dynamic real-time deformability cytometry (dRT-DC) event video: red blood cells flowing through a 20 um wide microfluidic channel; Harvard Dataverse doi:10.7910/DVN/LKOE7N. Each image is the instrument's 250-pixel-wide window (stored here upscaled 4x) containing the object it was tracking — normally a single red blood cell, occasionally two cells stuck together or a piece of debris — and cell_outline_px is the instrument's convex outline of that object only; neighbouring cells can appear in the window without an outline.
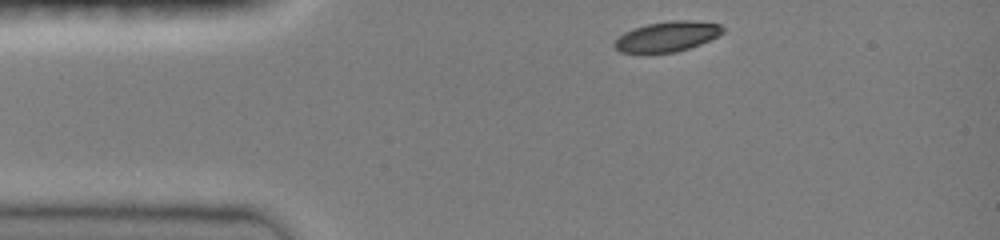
{"species": "common noctule bat (a hibernating species)", "species_latin": "Nyctalus noctula", "temperature_condition": "room temperature", "stored_images_in_passage": 35, "camera_frame_rate_fps": 3000, "um_per_image_px": 0.085, "animal": {"sex": "female", "body_mass_g": 19.0, "forearm_length_mm": 51.5}, "frame": {"image": 1, "passage_image": 1, "time_ms": 0.0, "image_size_px": [1000, 240], "cell_outline_px": [[724, 32], [700, 44], [676, 52], [644, 56], [620, 52], [612, 44], [624, 32], [648, 24], [668, 20], [692, 20], [720, 24], [724, 28]], "centroid_in_image_um": [56.65, 3.15], "position_along_channel_um": 28.3, "area_um2": 19.54}}
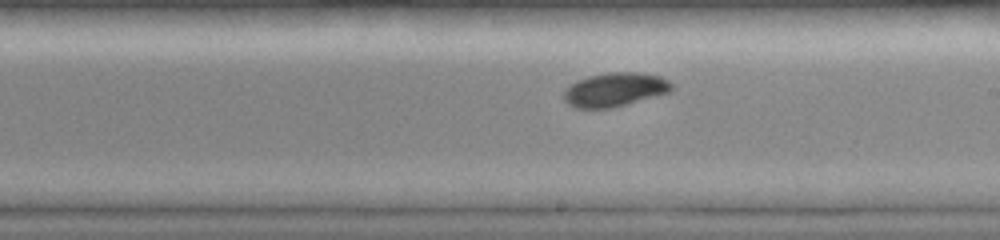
{"frame": {"image": 2, "passage_image": 20, "time_ms": 6.333, "image_size_px": [1000, 240], "cell_outline_px": [[672, 88], [668, 92], [612, 108], [576, 108], [568, 104], [564, 100], [564, 88], [568, 84], [576, 80], [588, 76], [612, 72], [644, 72], [660, 76], [668, 80], [672, 84]], "centroid_in_image_um": [52.21, 7.6], "position_along_channel_um": 236.8, "area_um2": 21.33}}
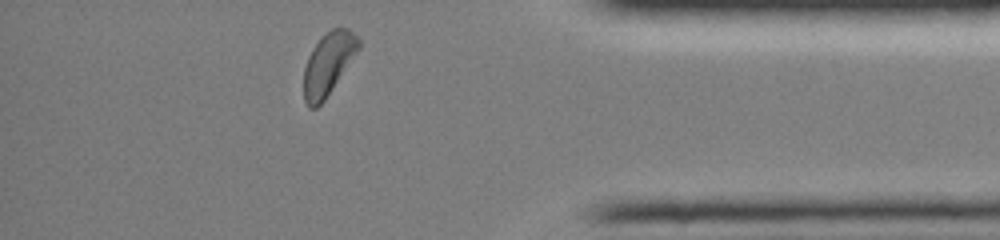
{"frame": {"image": 3, "passage_image": 34, "time_ms": 11.0, "image_size_px": [1000, 240], "cell_outline_px": [[360, 48], [324, 100], [316, 108], [308, 108], [304, 100], [304, 68], [308, 56], [312, 48], [332, 28], [348, 28], [360, 40]], "centroid_in_image_um": [27.89, 5.44], "position_along_channel_um": 407.3, "area_um2": 19.54}, "authors_computed_cell_mechanics": {"area_um2": 20.519, "velocity_mm_per_s": 3.99, "shape_relaxation_time_tau1_ms": 2.0884, "shape_relaxation_time_tau2_ms": null, "deformation_change_tau1": 0.0997, "deformation_change_tau2": null}}